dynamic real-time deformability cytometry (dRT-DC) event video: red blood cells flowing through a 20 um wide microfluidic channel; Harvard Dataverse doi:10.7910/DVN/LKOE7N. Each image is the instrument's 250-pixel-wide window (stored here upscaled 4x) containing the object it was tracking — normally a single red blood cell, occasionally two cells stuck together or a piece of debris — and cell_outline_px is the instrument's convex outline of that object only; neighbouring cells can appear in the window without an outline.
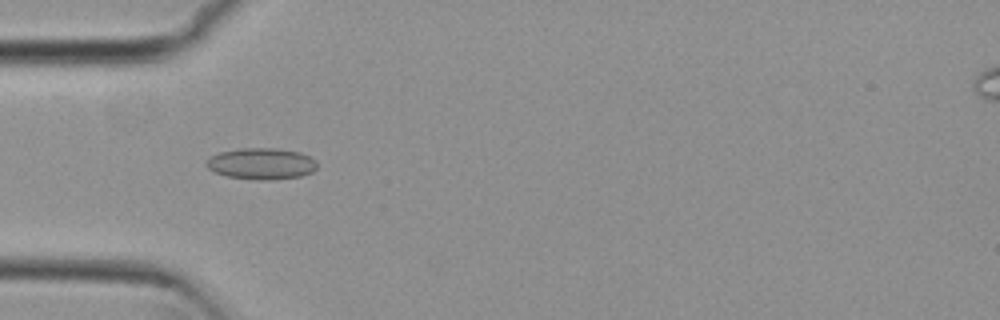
{"species": "common noctule bat (a hibernating species)", "species_latin": "Nyctalus noctula", "temperature_condition": "cold", "stored_images_in_passage": 54, "camera_frame_rate_fps": 3000, "um_per_image_px": 0.085, "animal": {"sex": "female", "body_mass_g": 29.2, "forearm_length_mm": 56.3}, "frame": {"image": 1, "passage_image": 17, "time_ms": 5.333, "image_size_px": [1000, 320], "cell_outline_px": [[316, 168], [312, 172], [300, 176], [272, 180], [256, 180], [228, 176], [216, 172], [208, 168], [204, 164], [212, 156], [220, 152], [240, 148], [276, 148], [300, 152], [316, 160]], "centroid_in_image_um": [22.23, 13.91], "position_along_channel_um": 62.8, "area_um2": 20.17}}
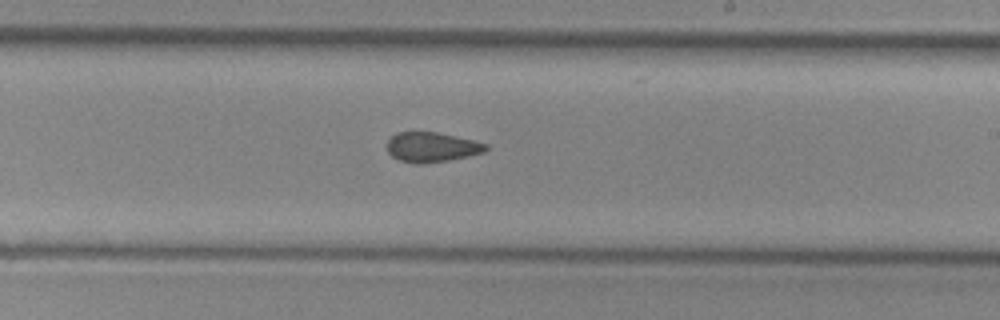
{"frame": {"image": 2, "passage_image": 32, "time_ms": 10.333, "image_size_px": [1000, 320], "cell_outline_px": [[488, 148], [484, 152], [448, 160], [420, 164], [416, 164], [400, 160], [392, 156], [388, 152], [388, 140], [396, 132], [436, 132], [472, 140], [488, 144]], "centroid_in_image_um": [36.68, 12.5], "position_along_channel_um": 252.3, "area_um2": 16.94}}
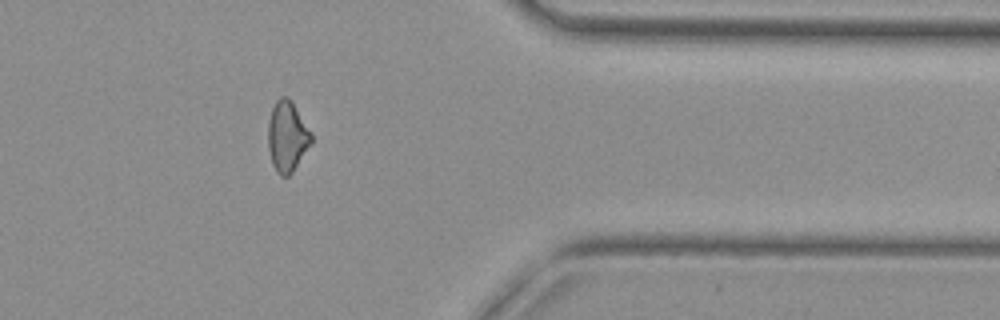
{"frame": {"image": 3, "passage_image": 44, "time_ms": 14.333, "image_size_px": [1000, 320], "cell_outline_px": [[312, 144], [292, 172], [288, 176], [280, 176], [276, 172], [272, 164], [268, 148], [268, 120], [272, 108], [276, 100], [280, 96], [288, 96], [292, 100], [312, 132]], "centroid_in_image_um": [24.42, 11.58], "position_along_channel_um": 387.0, "area_um2": 18.15}, "authors_computed_cell_mechanics": {"area_um2": 18.2937, "velocity_mm_per_s": 3.8147, "shape_relaxation_time_tau1_ms": null, "shape_relaxation_time_tau2_ms": 2.914, "deformation_change_tau1": null, "deformation_change_tau2": 0.0935}}